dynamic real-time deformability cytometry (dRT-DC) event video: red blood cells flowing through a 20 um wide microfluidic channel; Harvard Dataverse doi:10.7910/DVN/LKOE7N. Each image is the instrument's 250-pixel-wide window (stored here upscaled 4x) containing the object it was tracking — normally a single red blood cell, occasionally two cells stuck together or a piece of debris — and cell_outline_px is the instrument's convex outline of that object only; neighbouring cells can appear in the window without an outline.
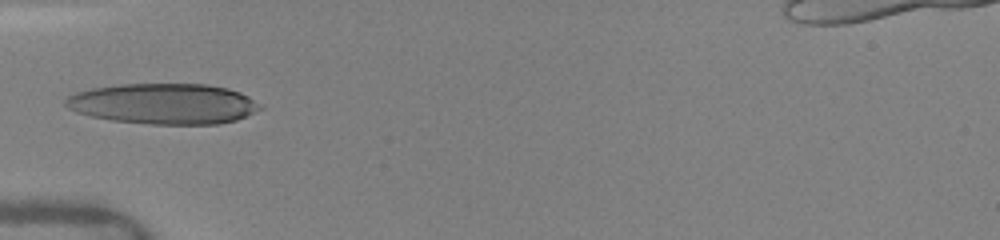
{"species": "human", "species_latin": "Homo sapiens", "temperature_condition": "warm", "stored_images_in_passage": 26, "camera_frame_rate_fps": 3000, "um_per_image_px": 0.085, "donor": {"sex": "female"}, "frame": {"image": 1, "passage_image": 5, "time_ms": 4.333, "image_size_px": [1000, 240], "cell_outline_px": [[264, 108], [236, 120], [220, 124], [152, 124], [112, 120], [92, 116], [76, 112], [68, 108], [64, 104], [64, 100], [68, 96], [76, 92], [92, 88], [120, 84], [208, 84], [228, 88], [240, 92], [248, 96], [260, 104]], "centroid_in_image_um": [13.92, 8.81], "position_along_channel_um": 71.1, "area_um2": 46.12}}
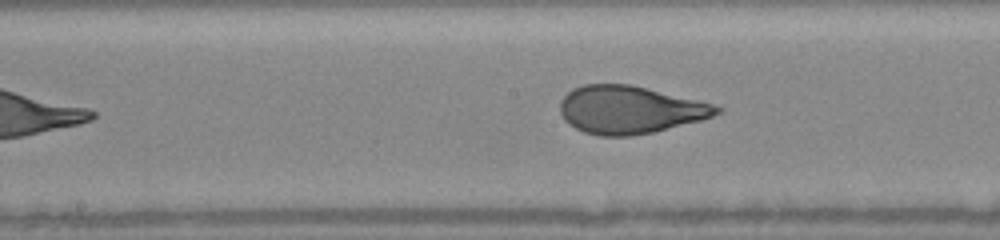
{"frame": {"image": 2, "passage_image": 10, "time_ms": 7.333, "image_size_px": [1000, 240], "cell_outline_px": [[724, 108], [720, 112], [712, 116], [700, 120], [652, 132], [632, 136], [600, 136], [584, 132], [568, 124], [564, 120], [560, 112], [560, 100], [572, 88], [584, 84], [632, 84], [712, 104]], "centroid_in_image_um": [53.48, 9.32], "position_along_channel_um": 194.7, "area_um2": 43.41}}
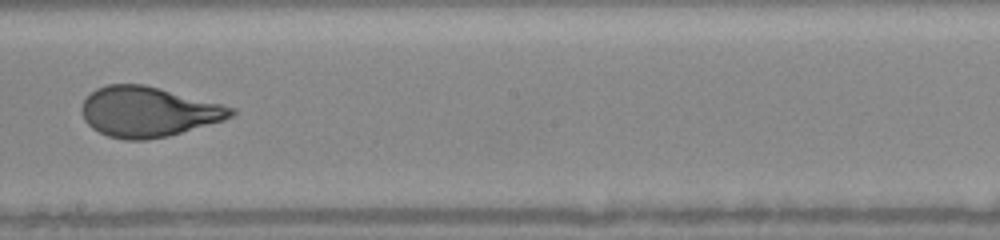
{"frame": {"image": 3, "passage_image": 12, "time_ms": 8.333, "image_size_px": [1000, 240], "cell_outline_px": [[236, 112], [232, 116], [224, 120], [168, 136], [144, 140], [124, 140], [108, 136], [92, 128], [84, 120], [80, 108], [84, 100], [96, 88], [108, 84], [144, 84], [160, 88], [236, 108]], "centroid_in_image_um": [12.58, 9.5], "position_along_channel_um": 235.6, "area_um2": 43.52}, "authors_computed_cell_mechanics": {"area_um2": 43.5234, "velocity_mm_per_s": 4.1003, "shape_relaxation_time_tau1_ms": 3.9193, "shape_relaxation_time_tau2_ms": null, "deformation_change_tau1": 0.206, "deformation_change_tau2": null}}